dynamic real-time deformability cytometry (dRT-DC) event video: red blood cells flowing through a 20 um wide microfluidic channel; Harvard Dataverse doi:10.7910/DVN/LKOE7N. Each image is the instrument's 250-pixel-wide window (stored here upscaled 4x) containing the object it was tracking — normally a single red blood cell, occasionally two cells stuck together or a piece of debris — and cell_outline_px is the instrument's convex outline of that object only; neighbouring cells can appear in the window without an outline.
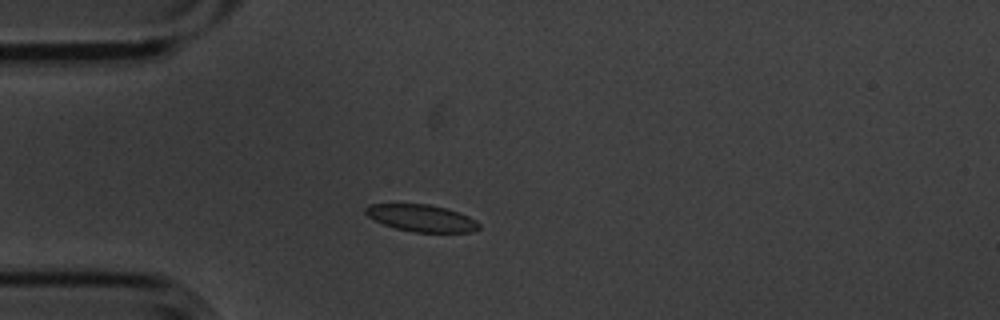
{"species": "common noctule bat (a hibernating species)", "species_latin": "Nyctalus noctula", "temperature_condition": "cold", "stored_images_in_passage": 5, "camera_frame_rate_fps": 3000, "um_per_image_px": 0.085, "animal": {"sex": "male", "body_mass_g": 20.1, "forearm_length_mm": 53.5}, "frame": {"image": 1, "passage_image": 3, "time_ms": 0.667, "image_size_px": [1000, 320], "cell_outline_px": [[480, 228], [472, 232], [412, 232], [396, 228], [384, 224], [368, 216], [364, 212], [364, 208], [368, 204], [428, 204], [448, 208], [468, 216], [476, 220], [480, 224]], "centroid_in_image_um": [35.84, 18.53], "position_along_channel_um": 49.2, "area_um2": 17.86}}
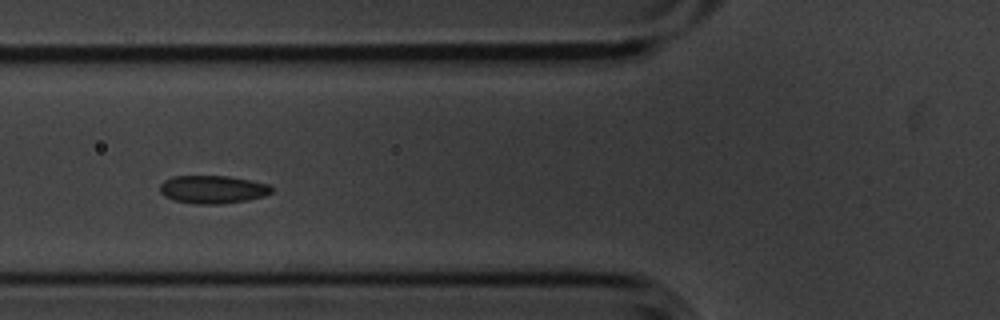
{"frame": {"image": 2, "passage_image": 5, "time_ms": 1.333, "image_size_px": [1000, 320], "cell_outline_px": [[272, 192], [264, 196], [248, 200], [220, 204], [196, 204], [172, 200], [164, 196], [160, 192], [160, 184], [164, 180], [172, 176], [228, 176], [252, 180], [268, 184], [272, 188]], "centroid_in_image_um": [18.06, 16.1], "position_along_channel_um": 107.7, "area_um2": 18.38}}